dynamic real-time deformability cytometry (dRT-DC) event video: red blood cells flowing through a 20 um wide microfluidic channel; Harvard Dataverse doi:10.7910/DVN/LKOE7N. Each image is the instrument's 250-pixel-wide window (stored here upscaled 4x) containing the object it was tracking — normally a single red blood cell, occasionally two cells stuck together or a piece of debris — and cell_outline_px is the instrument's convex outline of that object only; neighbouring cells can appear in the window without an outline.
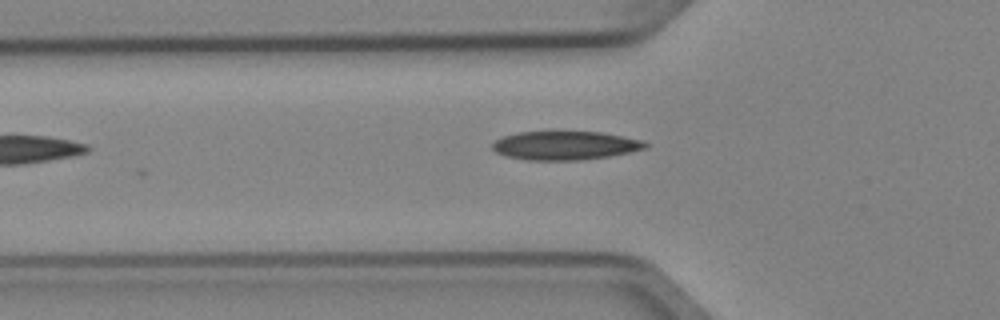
{"species": "Egyptian fruit bat (a non-hibernating species)", "species_latin": "Rousettus aegyptiacus", "temperature_condition": "cold", "stored_images_in_passage": 3, "camera_frame_rate_fps": 3000, "um_per_image_px": 0.085, "animal": {"sex": "female"}, "frame": {"image": 1, "passage_image": 2, "time_ms": 0.333, "image_size_px": [1000, 320], "cell_outline_px": [[648, 148], [608, 156], [580, 160], [528, 160], [508, 156], [496, 152], [492, 148], [492, 144], [496, 140], [504, 136], [520, 132], [600, 132], [640, 140], [648, 144]], "centroid_in_image_um": [48.02, 12.37], "position_along_channel_um": 77.8, "area_um2": 25.14}}
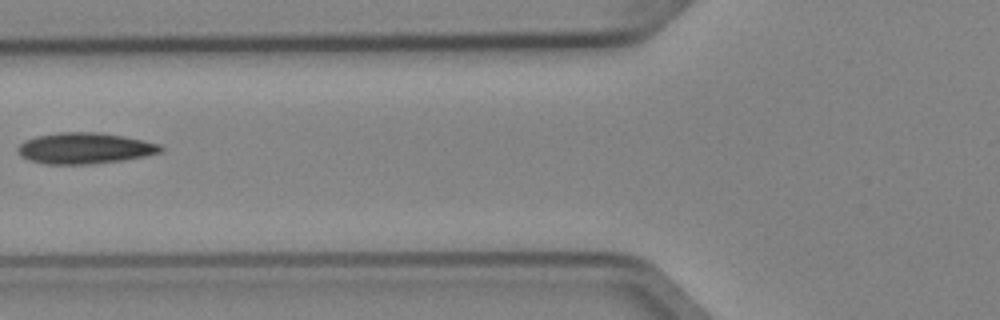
{"frame": {"image": 2, "passage_image": 3, "time_ms": 0.667, "image_size_px": [1000, 320], "cell_outline_px": [[164, 152], [124, 160], [88, 164], [48, 164], [28, 160], [20, 152], [20, 144], [36, 136], [60, 132], [100, 132], [124, 136], [144, 140], [160, 144], [164, 148]], "centroid_in_image_um": [7.3, 12.59], "position_along_channel_um": 118.5, "area_um2": 25.66}}